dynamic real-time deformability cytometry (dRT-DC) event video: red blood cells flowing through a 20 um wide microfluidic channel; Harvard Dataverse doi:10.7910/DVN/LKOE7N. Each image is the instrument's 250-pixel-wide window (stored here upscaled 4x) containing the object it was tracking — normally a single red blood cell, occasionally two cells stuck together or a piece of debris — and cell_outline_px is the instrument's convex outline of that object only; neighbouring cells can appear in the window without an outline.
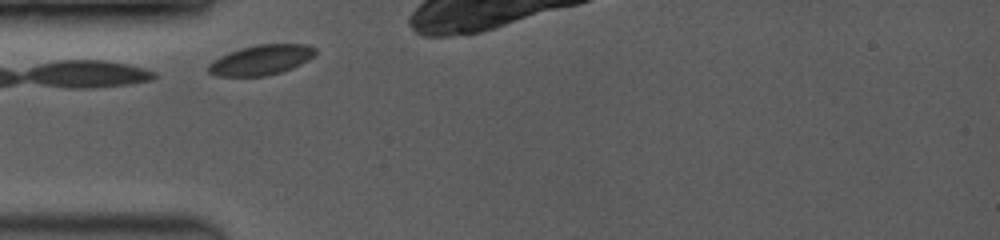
{"species": "common noctule bat (a hibernating species)", "species_latin": "Nyctalus noctula", "temperature_condition": "room temperature", "stored_images_in_passage": 14, "camera_frame_rate_fps": 3500, "um_per_image_px": 0.085, "animal": {"sex": "female", "body_mass_g": 19.0, "forearm_length_mm": 53.3}, "frame": {"image": 1, "passage_image": 1, "time_ms": 0.0, "image_size_px": [1000, 240], "cell_outline_px": [[316, 52], [308, 60], [292, 68], [268, 76], [216, 76], [208, 72], [208, 64], [220, 56], [240, 48], [256, 44], [304, 44], [316, 48]], "centroid_in_image_um": [22.18, 5.1], "position_along_channel_um": 62.8, "area_um2": 18.67}}
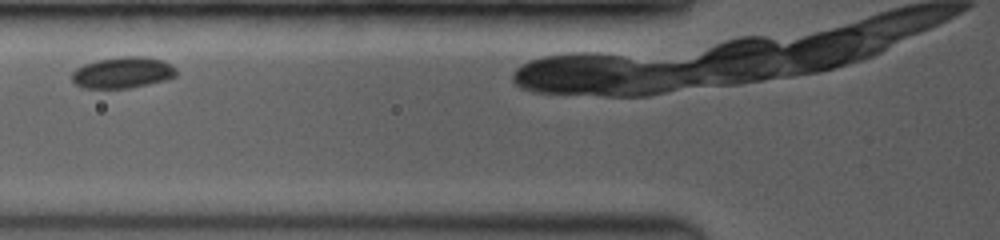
{"frame": {"image": 2, "passage_image": 3, "time_ms": 1.429, "image_size_px": [1000, 240], "cell_outline_px": [[176, 76], [168, 80], [128, 88], [84, 88], [76, 84], [72, 80], [72, 72], [76, 68], [84, 64], [96, 60], [120, 56], [144, 56], [160, 60], [176, 68]], "centroid_in_image_um": [10.42, 6.17], "position_along_channel_um": 115.4, "area_um2": 19.02}}